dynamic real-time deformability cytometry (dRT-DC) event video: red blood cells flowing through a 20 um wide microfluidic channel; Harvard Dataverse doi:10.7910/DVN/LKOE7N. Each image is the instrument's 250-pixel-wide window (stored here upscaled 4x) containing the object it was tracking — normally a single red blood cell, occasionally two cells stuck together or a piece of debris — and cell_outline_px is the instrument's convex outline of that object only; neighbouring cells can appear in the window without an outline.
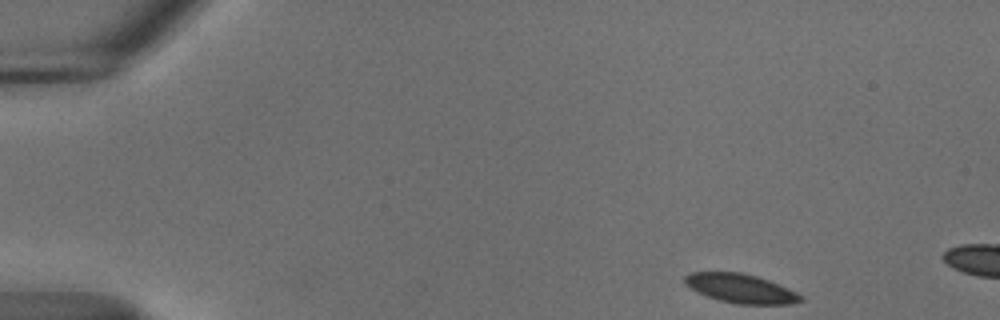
{"species": "common noctule bat (a hibernating species)", "species_latin": "Nyctalus noctula", "temperature_condition": "cold", "stored_images_in_passage": 8, "camera_frame_rate_fps": 3000, "um_per_image_px": 0.085, "animal": {"sex": "male", "body_mass_g": 18.8}, "frame": {"image": 1, "passage_image": 1, "time_ms": 0.0, "image_size_px": [1000, 320], "cell_outline_px": [[804, 300], [792, 304], [736, 304], [720, 300], [696, 292], [684, 284], [684, 276], [692, 272], [740, 272], [756, 276], [768, 280], [788, 288], [804, 296]], "centroid_in_image_um": [62.96, 24.52], "position_along_channel_um": 22.0, "area_um2": 19.65}}